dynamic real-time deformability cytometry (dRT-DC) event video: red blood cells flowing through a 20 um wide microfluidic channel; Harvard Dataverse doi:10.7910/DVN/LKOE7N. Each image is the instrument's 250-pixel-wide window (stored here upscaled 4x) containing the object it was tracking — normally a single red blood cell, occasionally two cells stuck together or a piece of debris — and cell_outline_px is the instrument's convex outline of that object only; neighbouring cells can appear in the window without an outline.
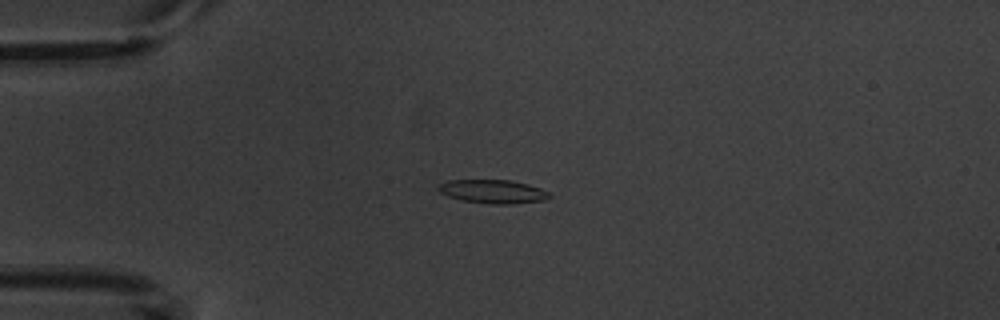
{"species": "common noctule bat (a hibernating species)", "species_latin": "Nyctalus noctula", "temperature_condition": "warm", "stored_images_in_passage": 10, "camera_frame_rate_fps": 3000, "um_per_image_px": 0.085, "animal": {"sex": "male", "body_mass_g": 20.1, "forearm_length_mm": 53.5}, "frame": {"image": 1, "passage_image": 5, "time_ms": 4.667, "image_size_px": [1000, 320], "cell_outline_px": [[552, 196], [544, 200], [512, 204], [488, 204], [460, 200], [448, 196], [440, 192], [436, 188], [440, 184], [448, 180], [512, 180], [528, 184], [540, 188], [548, 192]], "centroid_in_image_um": [41.89, 16.28], "position_along_channel_um": 43.1, "area_um2": 15.37}}
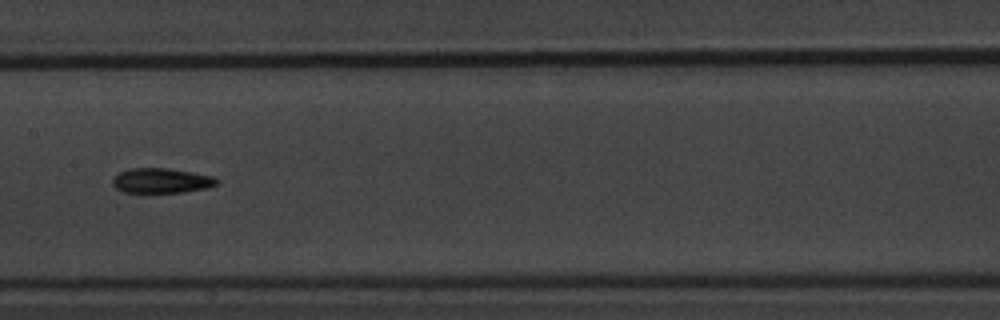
{"frame": {"image": 2, "passage_image": 9, "time_ms": 9.333, "image_size_px": [1000, 320], "cell_outline_px": [[220, 184], [208, 188], [184, 192], [124, 192], [116, 188], [112, 184], [112, 180], [120, 172], [132, 168], [168, 168], [192, 172], [212, 176], [220, 180]], "centroid_in_image_um": [13.78, 15.35], "position_along_channel_um": 193.6, "area_um2": 15.14}}
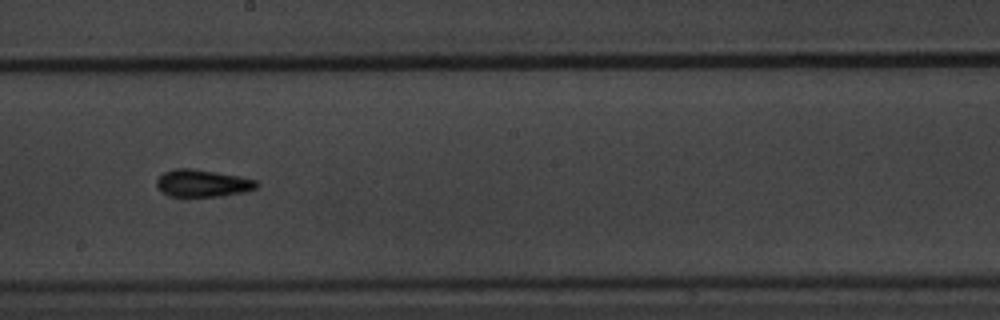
{"frame": {"image": 3, "passage_image": 10, "time_ms": 10.333, "image_size_px": [1000, 320], "cell_outline_px": [[260, 184], [256, 188], [244, 192], [220, 196], [172, 196], [164, 192], [156, 184], [156, 180], [164, 172], [180, 168], [188, 168], [236, 176], [256, 180]], "centroid_in_image_um": [17.24, 15.58], "position_along_channel_um": 231.0, "area_um2": 15.37}}